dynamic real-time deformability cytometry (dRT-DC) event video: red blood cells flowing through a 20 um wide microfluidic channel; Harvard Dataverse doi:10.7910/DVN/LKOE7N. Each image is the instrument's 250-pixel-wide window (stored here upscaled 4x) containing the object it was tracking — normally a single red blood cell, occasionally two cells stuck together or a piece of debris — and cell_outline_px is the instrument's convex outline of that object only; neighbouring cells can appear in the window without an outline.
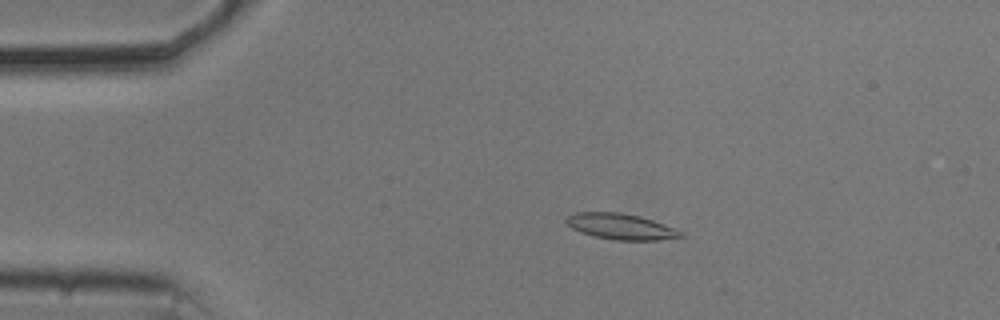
{"species": "common noctule bat (a hibernating species)", "species_latin": "Nyctalus noctula", "temperature_condition": "cold", "stored_images_in_passage": 54, "camera_frame_rate_fps": 3000, "um_per_image_px": 0.085, "animal": {"sex": "male", "body_mass_g": 20.5, "forearm_length_mm": 52.5}, "frame": {"image": 1, "passage_image": 10, "time_ms": 3.0, "image_size_px": [1000, 320], "cell_outline_px": [[684, 236], [656, 240], [616, 240], [596, 236], [580, 232], [572, 228], [564, 220], [568, 216], [576, 212], [620, 212], [652, 220], [664, 224], [680, 232]], "centroid_in_image_um": [52.71, 19.25], "position_along_channel_um": 32.3, "area_um2": 16.82}}
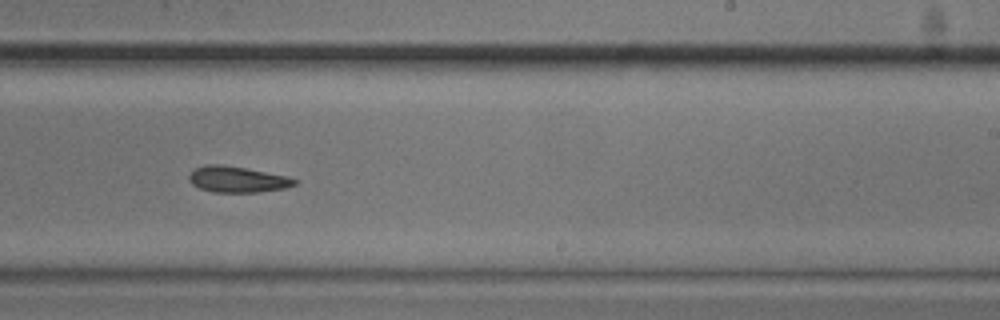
{"frame": {"image": 2, "passage_image": 33, "time_ms": 10.667, "image_size_px": [1000, 320], "cell_outline_px": [[296, 184], [284, 188], [256, 192], [212, 192], [200, 188], [192, 184], [188, 180], [188, 176], [196, 168], [204, 164], [220, 164], [244, 168], [288, 176], [296, 180]], "centroid_in_image_um": [20.13, 15.24], "position_along_channel_um": 268.9, "area_um2": 15.84}}
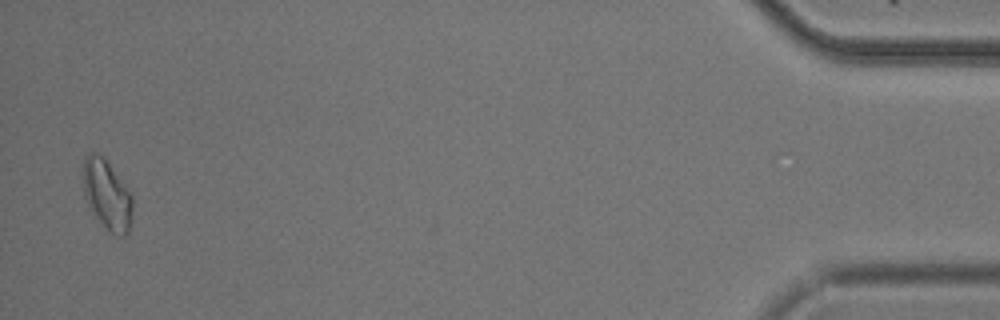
{"frame": {"image": 3, "passage_image": 53, "time_ms": 17.333, "image_size_px": [1000, 320], "cell_outline_px": [[132, 208], [128, 232], [124, 236], [120, 236], [112, 232], [92, 212], [84, 196], [84, 156], [88, 152], [96, 152], [104, 156], [124, 184], [132, 196]], "centroid_in_image_um": [9.08, 16.49], "position_along_channel_um": 426.1, "area_um2": 19.65}}